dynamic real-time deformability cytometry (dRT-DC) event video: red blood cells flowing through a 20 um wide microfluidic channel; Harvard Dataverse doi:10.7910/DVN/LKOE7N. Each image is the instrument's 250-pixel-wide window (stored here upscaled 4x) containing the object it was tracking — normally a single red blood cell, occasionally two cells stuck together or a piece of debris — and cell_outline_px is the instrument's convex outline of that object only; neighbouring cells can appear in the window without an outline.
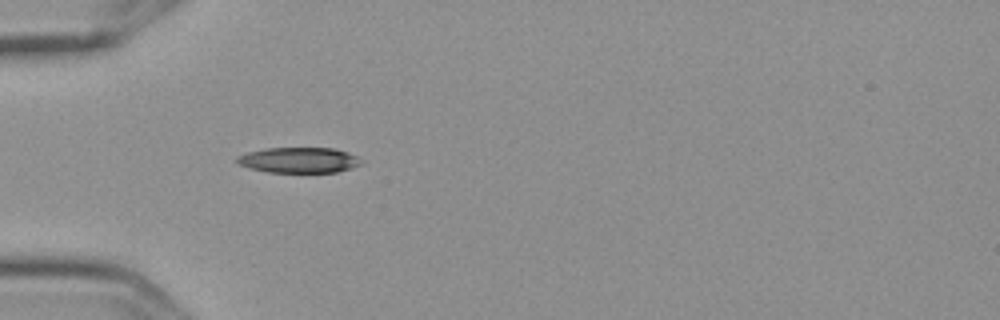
{"species": "Egyptian fruit bat (a non-hibernating species)", "species_latin": "Rousettus aegyptiacus", "temperature_condition": "cold", "stored_images_in_passage": 3, "camera_frame_rate_fps": 3000, "um_per_image_px": 0.085, "frame": {"image": 1, "passage_image": 1, "time_ms": 0.0, "image_size_px": [1000, 320], "cell_outline_px": [[360, 164], [352, 168], [336, 172], [268, 172], [248, 168], [240, 164], [236, 160], [236, 156], [248, 152], [264, 148], [336, 148], [348, 152], [356, 156], [360, 160]], "centroid_in_image_um": [25.39, 13.6], "position_along_channel_um": 59.6, "area_um2": 18.44}}
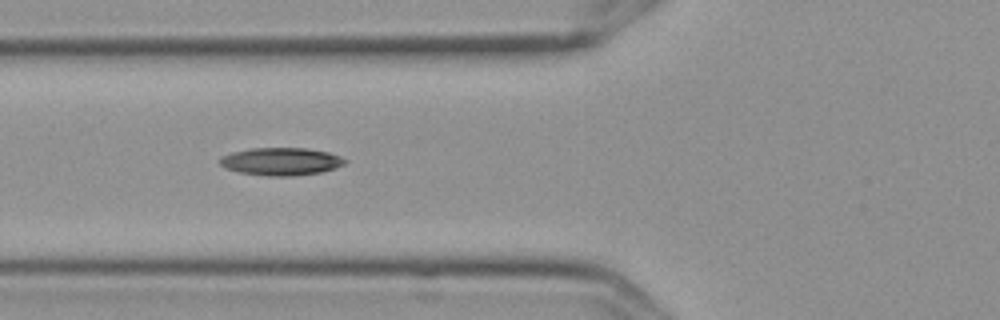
{"frame": {"image": 2, "passage_image": 2, "time_ms": 0.333, "image_size_px": [1000, 320], "cell_outline_px": [[348, 160], [344, 164], [336, 168], [320, 172], [292, 176], [268, 176], [240, 172], [224, 168], [220, 164], [220, 160], [224, 156], [232, 152], [252, 148], [308, 148], [328, 152], [340, 156]], "centroid_in_image_um": [23.92, 13.72], "position_along_channel_um": 101.9, "area_um2": 20.11}}
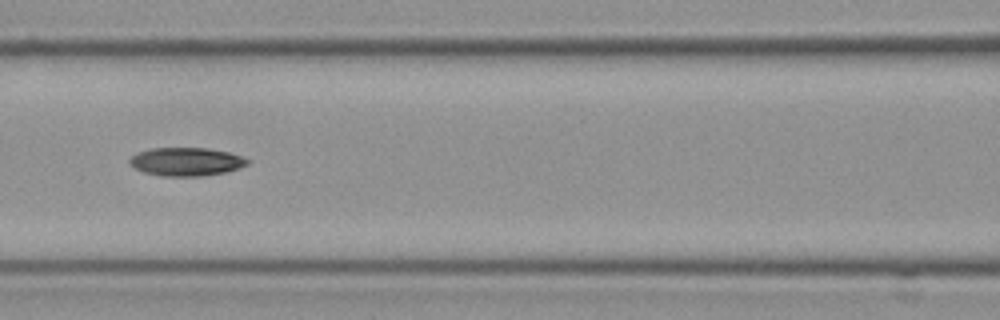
{"frame": {"image": 3, "passage_image": 3, "time_ms": 0.667, "image_size_px": [1000, 320], "cell_outline_px": [[248, 164], [240, 168], [224, 172], [200, 176], [160, 176], [144, 172], [128, 164], [128, 160], [136, 152], [152, 148], [208, 148], [228, 152], [240, 156], [248, 160]], "centroid_in_image_um": [15.79, 13.74], "position_along_channel_um": 150.8, "area_um2": 19.42}}